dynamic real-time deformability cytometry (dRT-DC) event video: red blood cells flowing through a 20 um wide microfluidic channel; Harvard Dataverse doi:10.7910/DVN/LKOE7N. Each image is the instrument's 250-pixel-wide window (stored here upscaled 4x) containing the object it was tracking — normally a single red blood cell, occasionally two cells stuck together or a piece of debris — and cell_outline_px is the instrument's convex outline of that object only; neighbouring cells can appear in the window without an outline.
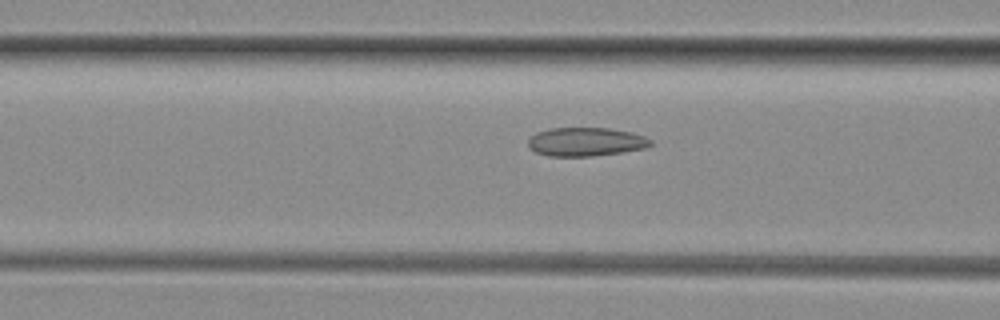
{"species": "common noctule bat (a hibernating species)", "species_latin": "Nyctalus noctula", "temperature_condition": "room temperature", "stored_images_in_passage": 31, "camera_frame_rate_fps": 3000, "um_per_image_px": 0.085, "animal": {"sex": "female", "body_mass_g": 29.2, "forearm_length_mm": 56.3}, "frame": {"image": 1, "passage_image": 10, "time_ms": 3.0, "image_size_px": [1000, 320], "cell_outline_px": [[652, 144], [644, 148], [624, 152], [592, 156], [548, 156], [536, 152], [528, 148], [528, 140], [536, 132], [548, 128], [608, 128], [632, 132], [644, 136], [652, 140]], "centroid_in_image_um": [49.78, 12.05], "position_along_channel_um": 116.8, "area_um2": 20.58}}
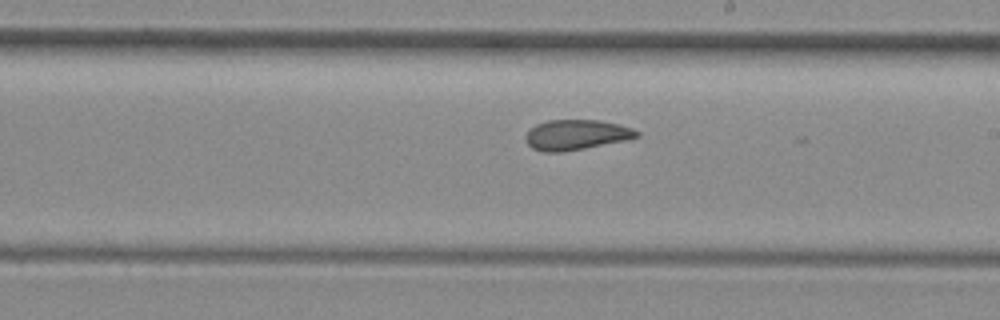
{"frame": {"image": 2, "passage_image": 19, "time_ms": 6.0, "image_size_px": [1000, 320], "cell_outline_px": [[640, 136], [624, 140], [584, 148], [560, 152], [544, 152], [532, 148], [524, 140], [524, 136], [536, 124], [548, 120], [600, 120], [620, 124], [632, 128], [640, 132]], "centroid_in_image_um": [48.97, 11.45], "position_along_channel_um": 240.0, "area_um2": 19.48}}
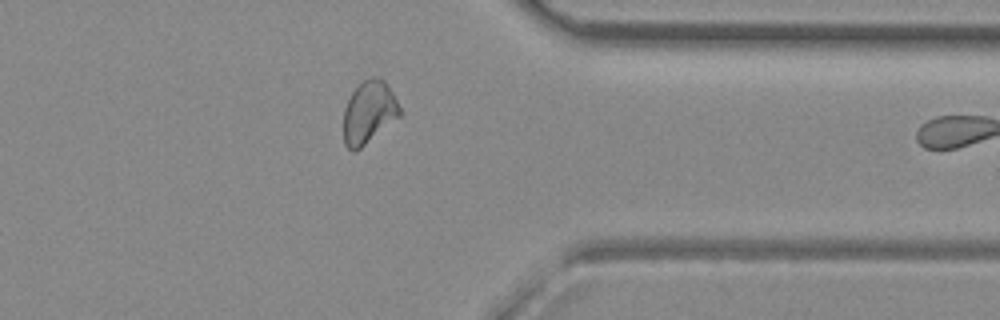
{"frame": {"image": 3, "passage_image": 30, "time_ms": 9.667, "image_size_px": [1000, 320], "cell_outline_px": [[400, 116], [360, 148], [352, 152], [344, 144], [344, 108], [352, 92], [368, 76], [380, 76], [384, 80], [392, 92], [400, 108]], "centroid_in_image_um": [31.34, 9.52], "position_along_channel_um": 380.1, "area_um2": 20.29}}